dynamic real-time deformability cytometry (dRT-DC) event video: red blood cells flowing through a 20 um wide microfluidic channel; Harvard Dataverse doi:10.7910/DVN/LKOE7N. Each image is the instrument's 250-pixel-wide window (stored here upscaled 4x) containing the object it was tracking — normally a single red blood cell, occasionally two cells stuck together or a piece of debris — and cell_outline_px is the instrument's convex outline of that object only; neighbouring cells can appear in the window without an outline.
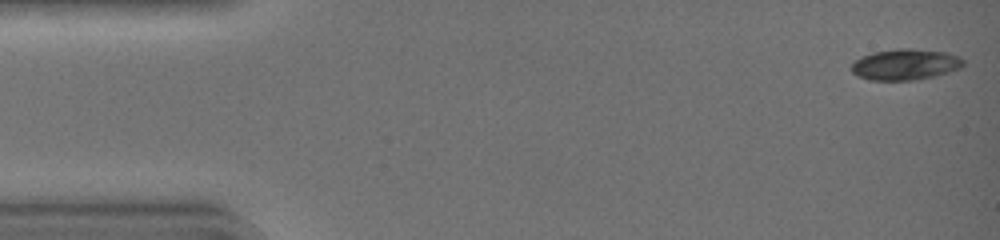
{"species": "common noctule bat (a hibernating species)", "species_latin": "Nyctalus noctula", "temperature_condition": "warm", "stored_images_in_passage": 38, "camera_frame_rate_fps": 3000, "um_per_image_px": 0.085, "animal": {"sex": "female", "body_mass_g": 19.0, "forearm_length_mm": 51.5}, "frame": {"image": 1, "passage_image": 1, "time_ms": 0.0, "image_size_px": [1000, 240], "cell_outline_px": [[964, 64], [960, 68], [948, 72], [932, 76], [912, 80], [868, 80], [856, 76], [848, 68], [860, 56], [872, 52], [900, 48], [908, 48], [948, 52], [964, 60]], "centroid_in_image_um": [76.88, 5.47], "position_along_channel_um": 8.1, "area_um2": 20.29}}
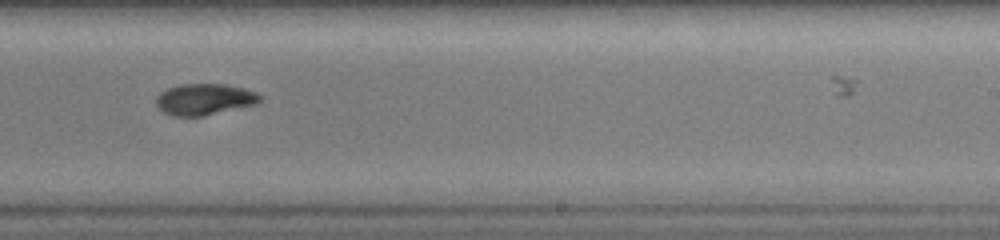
{"frame": {"image": 2, "passage_image": 27, "time_ms": 8.667, "image_size_px": [1000, 240], "cell_outline_px": [[264, 96], [256, 104], [204, 116], [172, 116], [164, 112], [156, 104], [156, 96], [160, 92], [168, 88], [180, 84], [224, 84], [244, 88], [256, 92]], "centroid_in_image_um": [17.39, 8.44], "position_along_channel_um": 271.6, "area_um2": 19.02}}
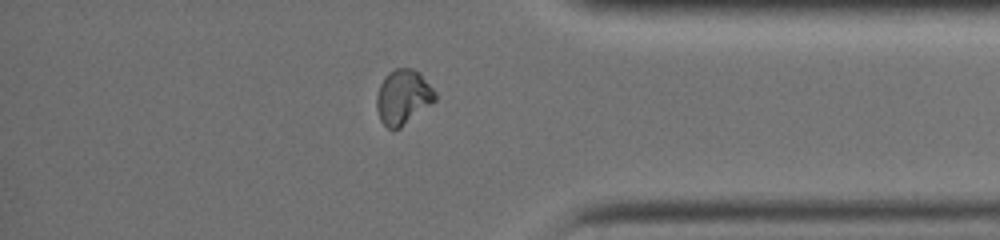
{"frame": {"image": 3, "passage_image": 36, "time_ms": 11.667, "image_size_px": [1000, 240], "cell_outline_px": [[436, 100], [432, 104], [400, 128], [388, 128], [380, 120], [376, 108], [376, 96], [380, 84], [384, 76], [388, 72], [396, 68], [412, 68], [420, 72], [436, 92]], "centroid_in_image_um": [34.26, 8.23], "position_along_channel_um": 400.9, "area_um2": 18.84}}